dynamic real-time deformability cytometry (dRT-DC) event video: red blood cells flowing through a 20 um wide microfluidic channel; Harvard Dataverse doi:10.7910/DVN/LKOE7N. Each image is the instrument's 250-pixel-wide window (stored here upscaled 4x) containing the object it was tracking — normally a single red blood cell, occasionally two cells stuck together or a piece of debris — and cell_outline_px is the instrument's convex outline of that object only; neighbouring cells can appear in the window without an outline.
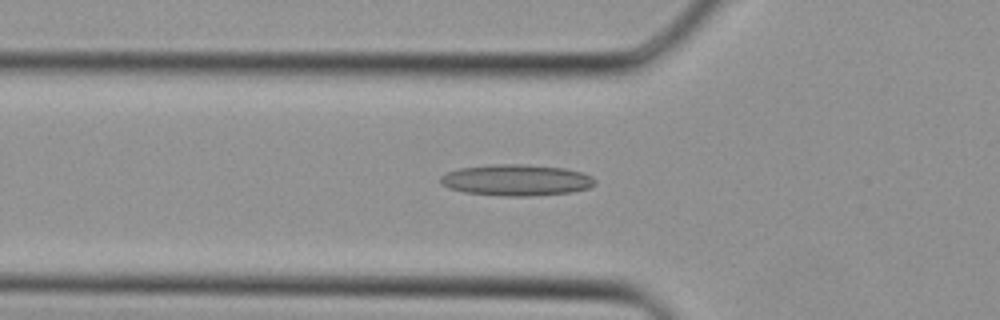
{"species": "Egyptian fruit bat (a non-hibernating species)", "species_latin": "Rousettus aegyptiacus", "temperature_condition": "cold", "stored_images_in_passage": 26, "camera_frame_rate_fps": 3000, "um_per_image_px": 0.085, "animal": {"sex": "female"}, "frame": {"image": 1, "passage_image": 2, "time_ms": 0.333, "image_size_px": [1000, 320], "cell_outline_px": [[596, 184], [588, 188], [572, 192], [532, 196], [504, 196], [464, 192], [448, 188], [440, 184], [440, 176], [448, 172], [460, 168], [492, 164], [524, 164], [564, 168], [580, 172], [592, 176], [596, 180]], "centroid_in_image_um": [43.88, 15.31], "position_along_channel_um": 81.9, "area_um2": 28.26}}
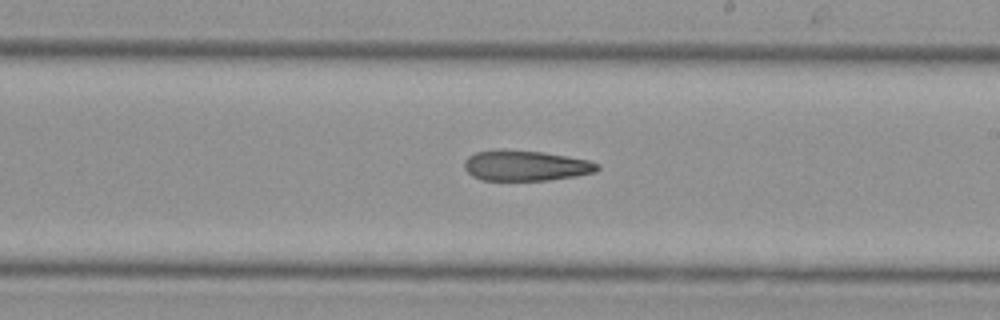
{"frame": {"image": 2, "passage_image": 11, "time_ms": 3.333, "image_size_px": [1000, 320], "cell_outline_px": [[600, 168], [596, 172], [548, 180], [484, 180], [472, 176], [464, 168], [464, 160], [468, 156], [476, 152], [544, 152], [588, 160], [600, 164]], "centroid_in_image_um": [44.72, 14.11], "position_along_channel_um": 244.3, "area_um2": 22.77}}
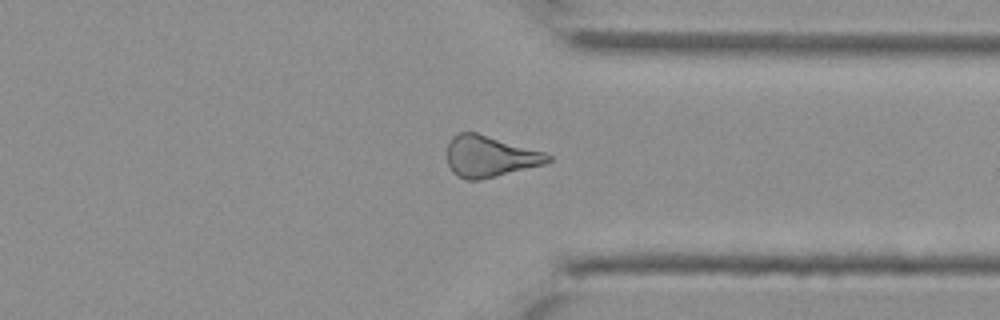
{"frame": {"image": 3, "passage_image": 18, "time_ms": 5.667, "image_size_px": [1000, 320], "cell_outline_px": [[552, 160], [544, 164], [496, 176], [476, 180], [464, 180], [456, 176], [452, 172], [448, 164], [448, 144], [452, 136], [460, 132], [476, 132], [544, 152], [552, 156]], "centroid_in_image_um": [41.61, 13.3], "position_along_channel_um": 369.8, "area_um2": 24.1}}